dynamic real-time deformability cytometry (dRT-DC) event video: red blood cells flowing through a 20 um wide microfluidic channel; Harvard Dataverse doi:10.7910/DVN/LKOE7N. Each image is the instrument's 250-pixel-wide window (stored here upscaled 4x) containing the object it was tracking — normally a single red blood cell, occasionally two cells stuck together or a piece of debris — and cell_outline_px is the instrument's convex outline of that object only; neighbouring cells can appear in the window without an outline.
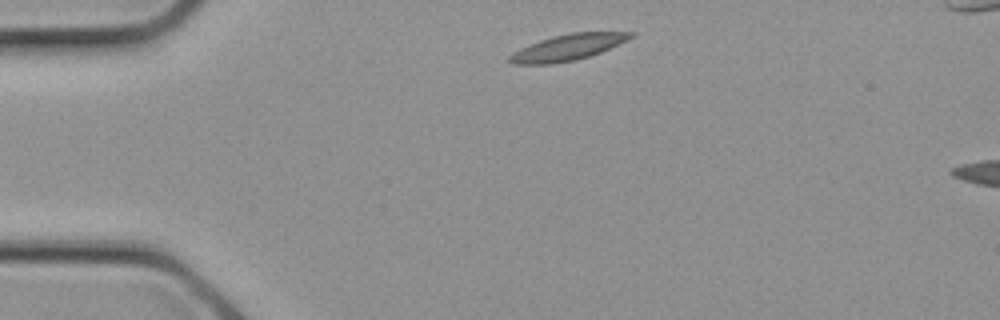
{"species": "common noctule bat (a hibernating species)", "species_latin": "Nyctalus noctula", "temperature_condition": "cold", "stored_images_in_passage": 2, "camera_frame_rate_fps": 3000, "um_per_image_px": 0.085, "animal": {"sex": "female", "body_mass_g": 21.9}, "frame": {"image": 1, "passage_image": 1, "time_ms": 0.0, "image_size_px": [1000, 320], "cell_outline_px": [[636, 36], [628, 40], [600, 52], [576, 60], [552, 64], [512, 64], [508, 60], [508, 56], [512, 52], [520, 48], [540, 40], [552, 36], [572, 32], [636, 32]], "centroid_in_image_um": [48.26, 4.02], "position_along_channel_um": 36.7, "area_um2": 18.44}}